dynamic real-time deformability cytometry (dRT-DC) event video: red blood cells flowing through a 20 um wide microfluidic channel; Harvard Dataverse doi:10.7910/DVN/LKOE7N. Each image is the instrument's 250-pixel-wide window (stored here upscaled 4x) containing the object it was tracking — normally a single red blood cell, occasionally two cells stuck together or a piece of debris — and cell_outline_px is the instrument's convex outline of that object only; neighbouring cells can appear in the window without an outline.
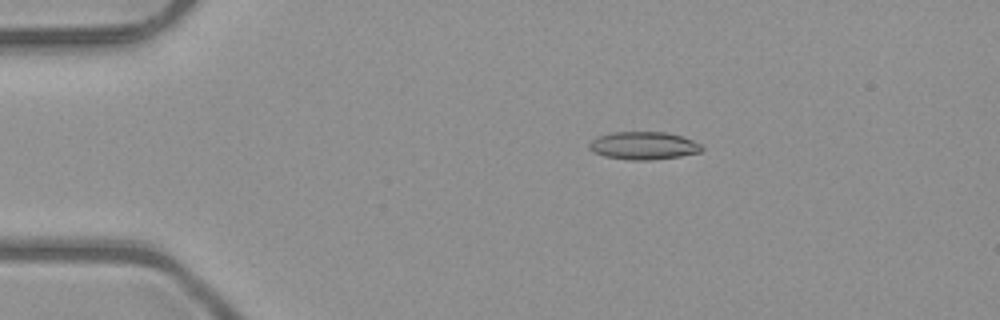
{"species": "common noctule bat (a hibernating species)", "species_latin": "Nyctalus noctula", "temperature_condition": "room temperature", "stored_images_in_passage": 48, "camera_frame_rate_fps": 3000, "um_per_image_px": 0.085, "animal": {"sex": "male", "body_mass_g": 23.1, "forearm_length_mm": 52.7}, "frame": {"image": 1, "passage_image": 7, "time_ms": 2.0, "image_size_px": [1000, 320], "cell_outline_px": [[704, 148], [700, 152], [680, 156], [648, 160], [628, 160], [604, 156], [592, 152], [588, 148], [588, 144], [592, 140], [600, 136], [612, 132], [664, 132], [680, 136], [692, 140], [700, 144]], "centroid_in_image_um": [54.67, 12.38], "position_along_channel_um": 30.3, "area_um2": 18.15}}
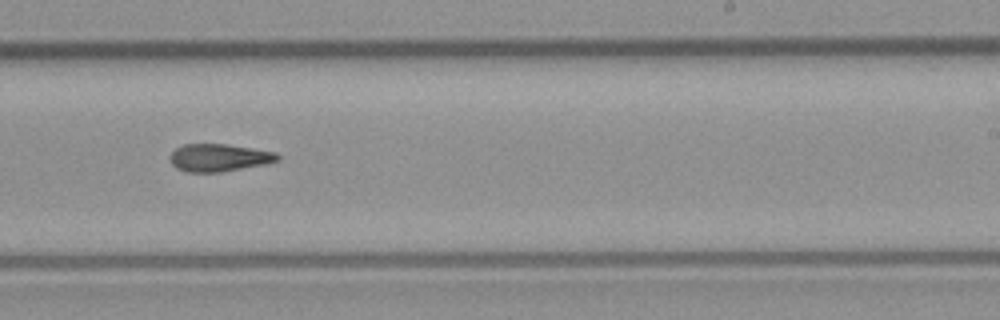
{"frame": {"image": 2, "passage_image": 29, "time_ms": 9.333, "image_size_px": [1000, 320], "cell_outline_px": [[280, 160], [264, 164], [220, 172], [184, 172], [176, 168], [172, 164], [168, 156], [176, 148], [184, 144], [228, 144], [276, 152], [280, 156]], "centroid_in_image_um": [18.59, 13.4], "position_along_channel_um": 270.4, "area_um2": 17.34}}
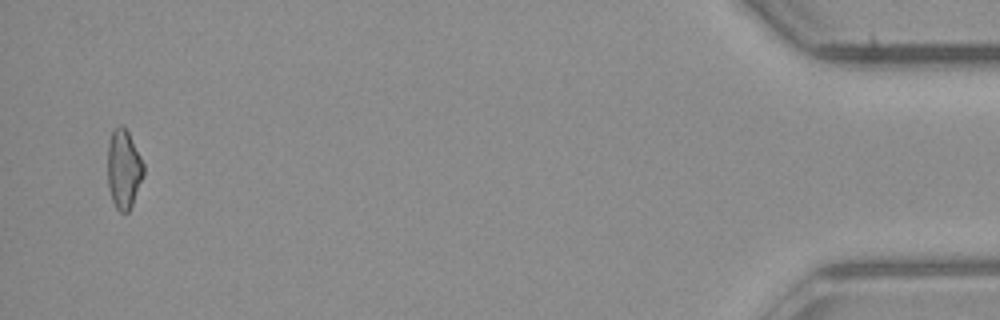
{"frame": {"image": 3, "passage_image": 47, "time_ms": 15.333, "image_size_px": [1000, 320], "cell_outline_px": [[144, 176], [132, 204], [128, 212], [124, 216], [116, 208], [112, 200], [108, 184], [108, 144], [112, 128], [120, 124], [128, 132], [144, 164]], "centroid_in_image_um": [10.51, 14.39], "position_along_channel_um": 424.7, "area_um2": 16.65}, "authors_computed_cell_mechanics": {"area_um2": 17.4556, "velocity_mm_per_s": 4.0509, "shape_relaxation_time_tau1_ms": null, "shape_relaxation_time_tau2_ms": 7.1472, "deformation_change_tau1": null, "deformation_change_tau2": 0.1827}}